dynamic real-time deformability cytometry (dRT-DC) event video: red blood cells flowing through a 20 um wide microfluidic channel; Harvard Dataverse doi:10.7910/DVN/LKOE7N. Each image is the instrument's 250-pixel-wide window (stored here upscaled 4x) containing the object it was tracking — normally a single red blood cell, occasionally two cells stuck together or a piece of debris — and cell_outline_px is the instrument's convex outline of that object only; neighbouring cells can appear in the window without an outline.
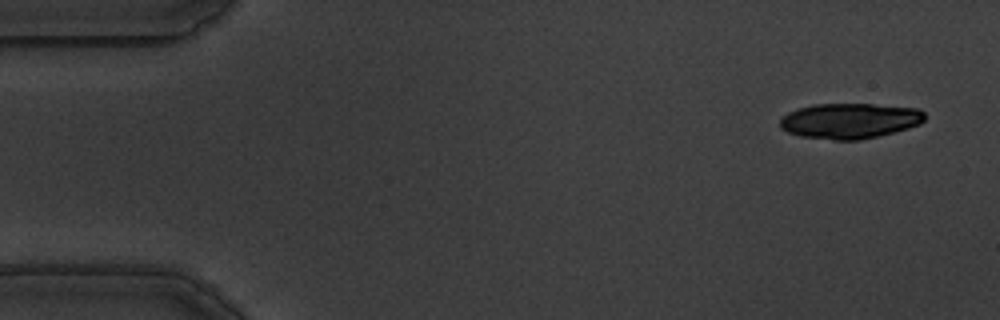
{"species": "common noctule bat (a hibernating species)", "species_latin": "Nyctalus noctula", "temperature_condition": "warm", "stored_images_in_passage": 16, "camera_frame_rate_fps": 3000, "um_per_image_px": 0.085, "animal": {"sex": "male", "body_mass_g": 19.5, "forearm_length_mm": 54.6}, "frame": {"image": 1, "passage_image": 3, "time_ms": 0.667, "image_size_px": [1000, 320], "cell_outline_px": [[924, 120], [920, 124], [908, 128], [860, 140], [836, 140], [800, 136], [788, 132], [780, 128], [780, 120], [788, 112], [796, 108], [816, 104], [872, 104], [920, 108], [924, 112]], "centroid_in_image_um": [72.22, 10.26], "position_along_channel_um": 12.8, "area_um2": 29.82}}